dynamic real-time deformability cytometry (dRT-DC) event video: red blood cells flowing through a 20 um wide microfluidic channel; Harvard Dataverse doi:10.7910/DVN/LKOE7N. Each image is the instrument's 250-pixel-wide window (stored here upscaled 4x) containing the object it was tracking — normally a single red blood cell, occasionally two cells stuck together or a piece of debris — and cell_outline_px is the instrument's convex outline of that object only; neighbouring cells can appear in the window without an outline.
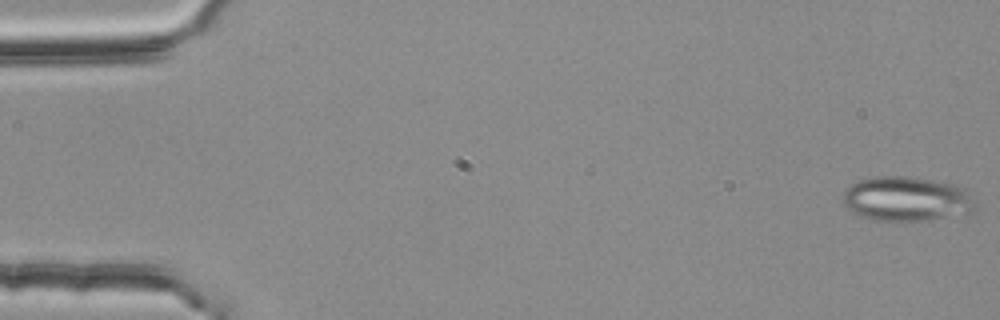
{"species": "common noctule bat (a hibernating species)", "species_latin": "Nyctalus noctula", "temperature_condition": "room temperature", "stored_images_in_passage": 54, "segment_of_instrument_passage": [1, 2], "camera_frame_rate_fps": 3000, "um_per_image_px": 0.085, "animal": {"sex": "female", "body_mass_g": 25.1}, "frame": {"image": 1, "passage_image": 1, "time_ms": 0.0, "image_size_px": [1000, 320], "cell_outline_px": [[980, 208], [972, 212], [900, 224], [872, 220], [860, 216], [852, 212], [844, 204], [844, 192], [852, 184], [860, 180], [876, 176], [908, 176], [956, 184], [964, 188], [968, 192]], "centroid_in_image_um": [77.08, 16.94], "position_along_channel_um": 7.9, "area_um2": 35.08}}